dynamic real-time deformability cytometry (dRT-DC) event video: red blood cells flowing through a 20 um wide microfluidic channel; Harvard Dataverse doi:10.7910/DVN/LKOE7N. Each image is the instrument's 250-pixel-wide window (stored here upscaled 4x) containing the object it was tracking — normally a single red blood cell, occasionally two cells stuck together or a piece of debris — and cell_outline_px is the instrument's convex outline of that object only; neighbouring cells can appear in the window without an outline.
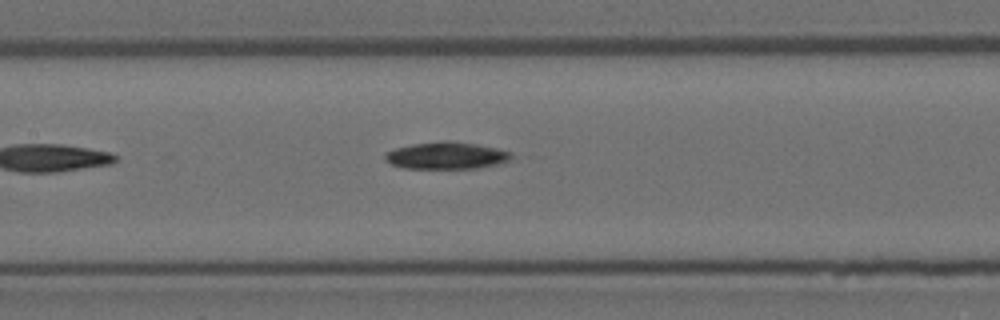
{"species": "Egyptian fruit bat (a non-hibernating species)", "species_latin": "Rousettus aegyptiacus", "temperature_condition": "room temperature", "stored_images_in_passage": 5, "camera_frame_rate_fps": 3000, "um_per_image_px": 0.085, "animal": {"sex": "female"}, "frame": {"image": 1, "passage_image": 5, "time_ms": 1.333, "image_size_px": [1000, 320], "cell_outline_px": [[512, 156], [508, 160], [496, 164], [476, 168], [404, 168], [392, 164], [384, 160], [384, 156], [388, 152], [396, 148], [412, 144], [476, 144], [496, 148], [512, 152]], "centroid_in_image_um": [37.94, 13.27], "position_along_channel_um": 169.5, "area_um2": 18.73}}